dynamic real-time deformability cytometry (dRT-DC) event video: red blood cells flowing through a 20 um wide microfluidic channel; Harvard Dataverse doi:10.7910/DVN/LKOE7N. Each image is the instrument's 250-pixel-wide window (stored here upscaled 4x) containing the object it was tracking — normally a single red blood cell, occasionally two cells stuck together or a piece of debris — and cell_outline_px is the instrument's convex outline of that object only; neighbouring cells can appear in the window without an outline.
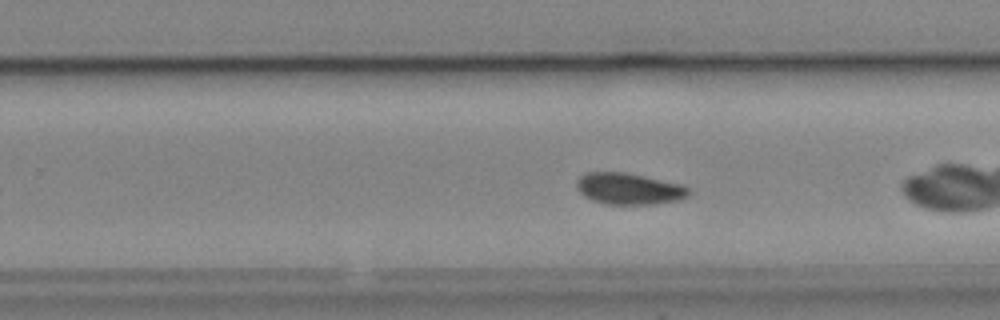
{"species": "common noctule bat (a hibernating species)", "species_latin": "Nyctalus noctula", "temperature_condition": "cold", "stored_images_in_passage": 38, "camera_frame_rate_fps": 3000, "um_per_image_px": 0.085, "animal": {"sex": "male", "body_mass_g": 19.2, "forearm_length_mm": 51.8}, "frame": {"image": 1, "passage_image": 17, "time_ms": 5.333, "image_size_px": [1000, 320], "cell_outline_px": [[688, 196], [676, 200], [652, 204], [604, 204], [592, 200], [584, 196], [576, 188], [576, 180], [584, 172], [624, 172], [684, 184], [688, 188]], "centroid_in_image_um": [53.42, 16.03], "position_along_channel_um": 276.4, "area_um2": 20.58}, "authors_computed_cell_mechanics": {"area_um2": 20.3167, "velocity_mm_per_s": 3.797, "shape_relaxation_time_tau1_ms": 4.1642, "shape_relaxation_time_tau2_ms": 5.8165, "deformation_change_tau1": 0.0846, "deformation_change_tau2": 0.0866}}